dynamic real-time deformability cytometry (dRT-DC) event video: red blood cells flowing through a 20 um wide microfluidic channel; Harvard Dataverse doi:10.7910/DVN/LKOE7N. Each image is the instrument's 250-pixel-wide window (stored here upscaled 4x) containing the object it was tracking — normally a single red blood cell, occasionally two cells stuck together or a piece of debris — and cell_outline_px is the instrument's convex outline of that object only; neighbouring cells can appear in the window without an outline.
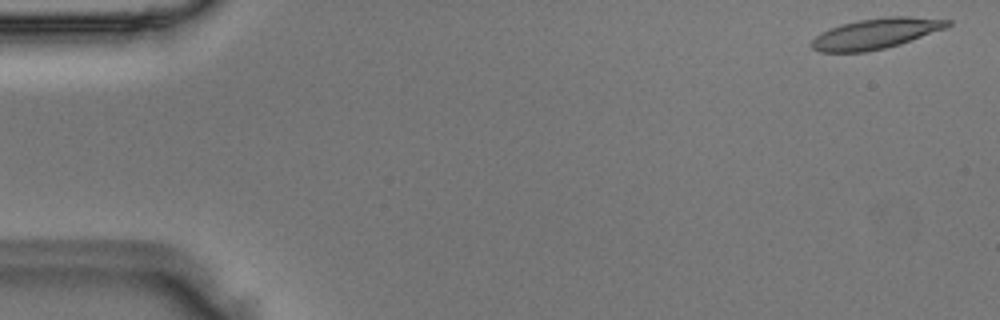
{"species": "Egyptian fruit bat (a non-hibernating species)", "species_latin": "Rousettus aegyptiacus", "temperature_condition": "room temperature", "stored_images_in_passage": 50, "camera_frame_rate_fps": 3000, "um_per_image_px": 0.085, "animal": {"sex": "male"}, "frame": {"image": 1, "passage_image": 2, "time_ms": 0.333, "image_size_px": [1000, 320], "cell_outline_px": [[952, 24], [948, 28], [900, 44], [884, 48], [864, 52], [820, 52], [812, 48], [812, 40], [820, 32], [828, 28], [840, 24], [860, 20], [888, 16], [908, 16], [952, 20]], "centroid_in_image_um": [74.48, 2.84], "position_along_channel_um": 10.5, "area_um2": 24.28}}
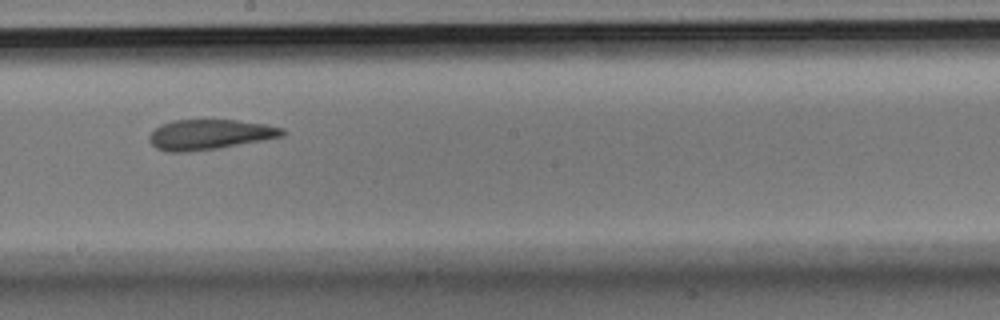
{"frame": {"image": 2, "passage_image": 28, "time_ms": 9.0, "image_size_px": [1000, 320], "cell_outline_px": [[288, 132], [284, 136], [216, 148], [188, 152], [164, 152], [156, 148], [148, 140], [148, 136], [160, 124], [172, 120], [236, 120], [264, 124], [284, 128]], "centroid_in_image_um": [17.8, 11.43], "position_along_channel_um": 230.4, "area_um2": 23.35}}
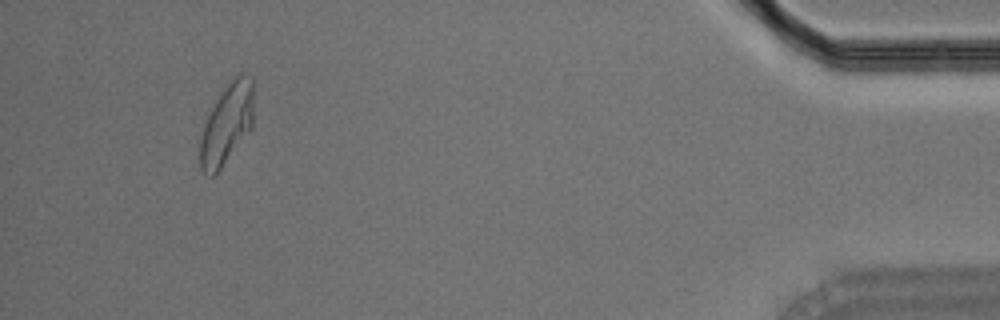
{"frame": {"image": 3, "passage_image": 47, "time_ms": 15.333, "image_size_px": [1000, 320], "cell_outline_px": [[252, 128], [220, 168], [212, 176], [204, 176], [200, 168], [200, 140], [208, 108], [228, 84], [236, 76], [252, 76]], "centroid_in_image_um": [19.23, 10.57], "position_along_channel_um": 416.0, "area_um2": 24.85}}